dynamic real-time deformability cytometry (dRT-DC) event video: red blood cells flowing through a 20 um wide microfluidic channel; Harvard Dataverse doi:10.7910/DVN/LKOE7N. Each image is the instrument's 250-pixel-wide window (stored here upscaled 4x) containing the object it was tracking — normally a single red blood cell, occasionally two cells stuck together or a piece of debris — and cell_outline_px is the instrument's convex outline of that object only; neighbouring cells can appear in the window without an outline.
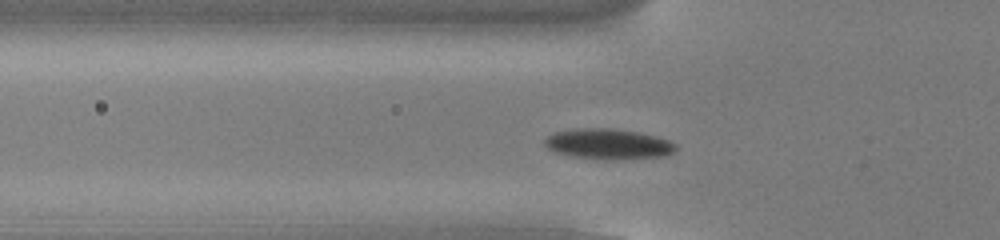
{"species": "common noctule bat (a hibernating species)", "species_latin": "Nyctalus noctula", "temperature_condition": "cold", "stored_images_in_passage": 46, "camera_frame_rate_fps": 3000, "um_per_image_px": 0.085, "animal": {"sex": "male", "body_mass_g": 13.0, "forearm_length_mm": 53.1}, "frame": {"image": 1, "passage_image": 10, "time_ms": 3.0, "image_size_px": [1000, 240], "cell_outline_px": [[676, 152], [668, 156], [624, 160], [572, 156], [552, 152], [544, 144], [544, 140], [552, 132], [576, 128], [612, 128], [640, 132], [656, 136], [668, 140], [676, 144]], "centroid_in_image_um": [51.73, 12.24], "position_along_channel_um": 74.1, "area_um2": 23.64}}
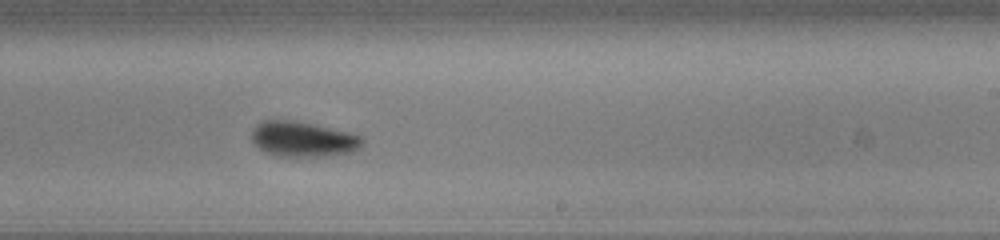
{"frame": {"image": 2, "passage_image": 25, "time_ms": 8.0, "image_size_px": [1000, 240], "cell_outline_px": [[364, 140], [360, 148], [352, 152], [332, 156], [280, 156], [264, 152], [252, 144], [252, 128], [256, 124], [264, 120], [292, 120], [312, 124], [348, 132], [364, 136]], "centroid_in_image_um": [25.75, 11.83], "position_along_channel_um": 263.3, "area_um2": 22.95}}
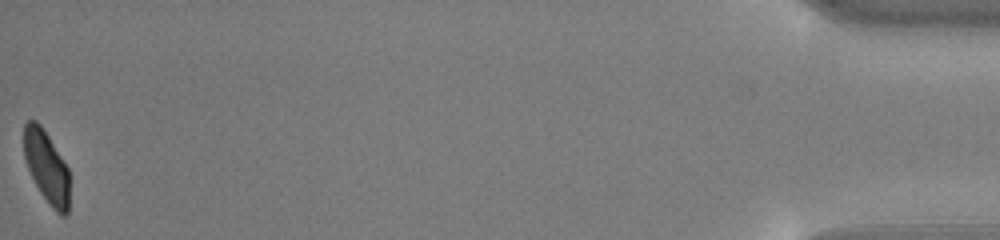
{"frame": {"image": 3, "passage_image": 46, "time_ms": 15.0, "image_size_px": [1000, 240], "cell_outline_px": [[68, 212], [64, 216], [60, 216], [52, 208], [40, 192], [28, 168], [24, 156], [24, 124], [28, 120], [36, 120], [40, 124], [48, 136], [68, 168]], "centroid_in_image_um": [3.95, 14.19], "position_along_channel_um": 431.3, "area_um2": 18.84}, "authors_computed_cell_mechanics": {"area_um2": 22.1663, "velocity_mm_per_s": 3.7839, "shape_relaxation_time_tau1_ms": 2.1942, "shape_relaxation_time_tau2_ms": null, "deformation_change_tau1": 0.0862, "deformation_change_tau2": null}}